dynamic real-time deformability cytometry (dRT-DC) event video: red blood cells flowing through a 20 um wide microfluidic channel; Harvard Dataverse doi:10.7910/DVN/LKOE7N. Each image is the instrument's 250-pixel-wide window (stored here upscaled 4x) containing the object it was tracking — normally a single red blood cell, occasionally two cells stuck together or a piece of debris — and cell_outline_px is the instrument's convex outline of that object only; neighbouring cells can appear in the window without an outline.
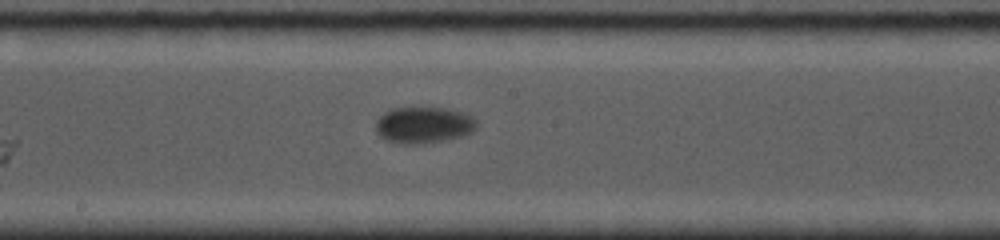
{"species": "common noctule bat (a hibernating species)", "species_latin": "Nyctalus noctula", "temperature_condition": "cold", "stored_images_in_passage": 9, "camera_frame_rate_fps": 5000, "um_per_image_px": 0.085, "animal": {"sex": "female", "body_mass_g": 19.0, "forearm_length_mm": 53.3}, "frame": {"image": 1, "passage_image": 9, "time_ms": 5.6, "image_size_px": [1000, 240], "cell_outline_px": [[476, 128], [472, 132], [460, 136], [444, 140], [416, 144], [404, 144], [388, 140], [380, 136], [376, 132], [376, 120], [384, 112], [392, 108], [444, 108], [464, 112], [472, 116], [476, 120]], "centroid_in_image_um": [36.0, 10.62], "position_along_channel_um": 212.2, "area_um2": 21.27}}